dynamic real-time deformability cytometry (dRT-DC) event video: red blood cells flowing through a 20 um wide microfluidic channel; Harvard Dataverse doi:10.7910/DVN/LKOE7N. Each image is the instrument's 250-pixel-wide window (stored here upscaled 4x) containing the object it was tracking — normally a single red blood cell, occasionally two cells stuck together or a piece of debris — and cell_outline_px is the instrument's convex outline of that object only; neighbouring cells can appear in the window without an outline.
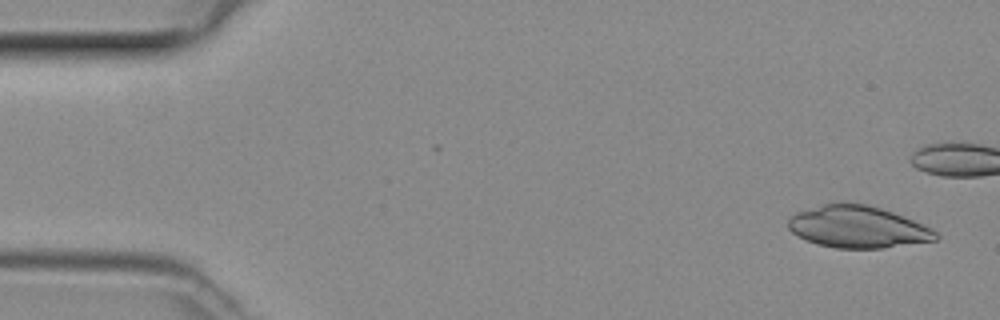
{"species": "common noctule bat (a hibernating species)", "species_latin": "Nyctalus noctula", "temperature_condition": "room temperature", "stored_images_in_passage": 5, "camera_frame_rate_fps": 3000, "um_per_image_px": 0.085, "animal": {"sex": "female", "body_mass_g": 29.2, "forearm_length_mm": 56.3}, "frame": {"image": 1, "passage_image": 2, "time_ms": 0.333, "image_size_px": [1000, 320], "cell_outline_px": [[940, 236], [936, 240], [884, 248], [836, 248], [816, 244], [804, 240], [792, 232], [788, 228], [788, 220], [796, 212], [824, 204], [864, 204], [880, 208], [904, 216], [936, 232]], "centroid_in_image_um": [72.88, 19.31], "position_along_channel_um": 12.1, "area_um2": 35.55}}